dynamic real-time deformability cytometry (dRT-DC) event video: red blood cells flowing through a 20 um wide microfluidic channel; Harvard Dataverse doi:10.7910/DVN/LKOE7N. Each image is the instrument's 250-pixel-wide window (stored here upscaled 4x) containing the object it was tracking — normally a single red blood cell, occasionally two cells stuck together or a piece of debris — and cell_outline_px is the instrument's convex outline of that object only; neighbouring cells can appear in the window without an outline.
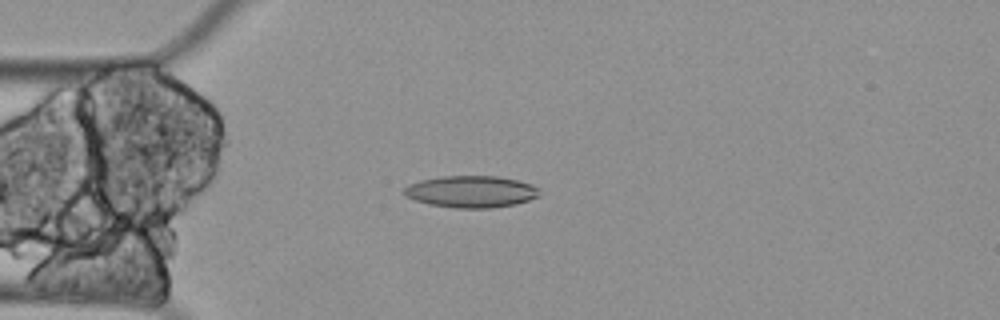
{"species": "Egyptian fruit bat (a non-hibernating species)", "species_latin": "Rousettus aegyptiacus", "temperature_condition": "cold", "stored_images_in_passage": 49, "camera_frame_rate_fps": 3000, "um_per_image_px": 0.085, "animal": {"sex": "female"}, "frame": {"image": 1, "passage_image": 14, "time_ms": 4.333, "image_size_px": [1000, 320], "cell_outline_px": [[540, 196], [516, 204], [492, 208], [456, 208], [428, 204], [404, 196], [404, 188], [408, 184], [420, 180], [444, 176], [496, 176], [516, 180], [532, 184], [536, 188]], "centroid_in_image_um": [40.02, 16.29], "position_along_channel_um": 45.0, "area_um2": 25.03}}
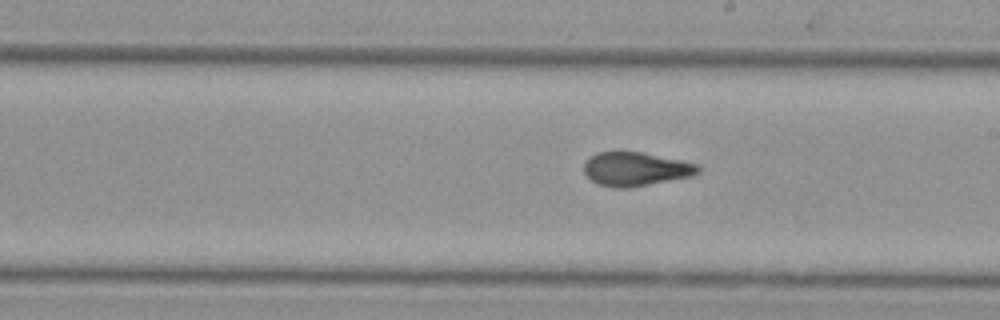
{"frame": {"image": 2, "passage_image": 32, "time_ms": 10.333, "image_size_px": [1000, 320], "cell_outline_px": [[704, 168], [700, 172], [692, 176], [628, 188], [620, 188], [596, 184], [584, 172], [584, 164], [588, 156], [596, 152], [644, 152], [700, 164]], "centroid_in_image_um": [54.07, 14.35], "position_along_channel_um": 234.9, "area_um2": 22.72}}
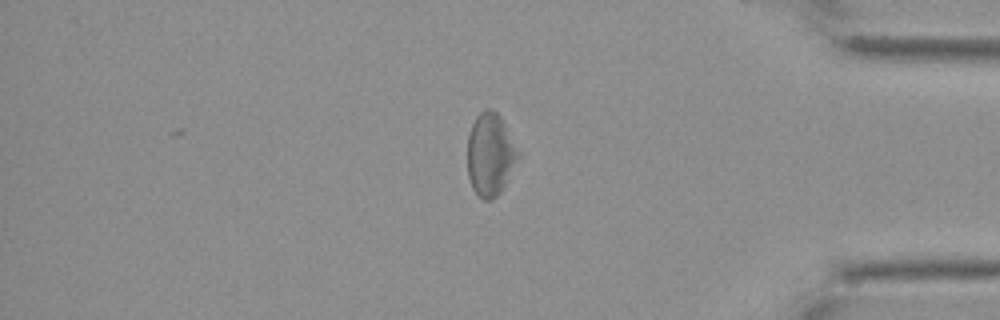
{"frame": {"image": 3, "passage_image": 49, "time_ms": 16.0, "image_size_px": [1000, 320], "cell_outline_px": [[520, 152], [500, 192], [492, 200], [484, 200], [472, 188], [468, 176], [468, 136], [472, 124], [476, 116], [484, 108], [492, 108], [504, 120]], "centroid_in_image_um": [41.66, 13.07], "position_along_channel_um": 393.5, "area_um2": 24.28}, "authors_computed_cell_mechanics": {"area_um2": 23.5246, "velocity_mm_per_s": 3.2562, "shape_relaxation_time_tau1_ms": null, "shape_relaxation_time_tau2_ms": 3.9261, "deformation_change_tau1": null, "deformation_change_tau2": 0.0952}}